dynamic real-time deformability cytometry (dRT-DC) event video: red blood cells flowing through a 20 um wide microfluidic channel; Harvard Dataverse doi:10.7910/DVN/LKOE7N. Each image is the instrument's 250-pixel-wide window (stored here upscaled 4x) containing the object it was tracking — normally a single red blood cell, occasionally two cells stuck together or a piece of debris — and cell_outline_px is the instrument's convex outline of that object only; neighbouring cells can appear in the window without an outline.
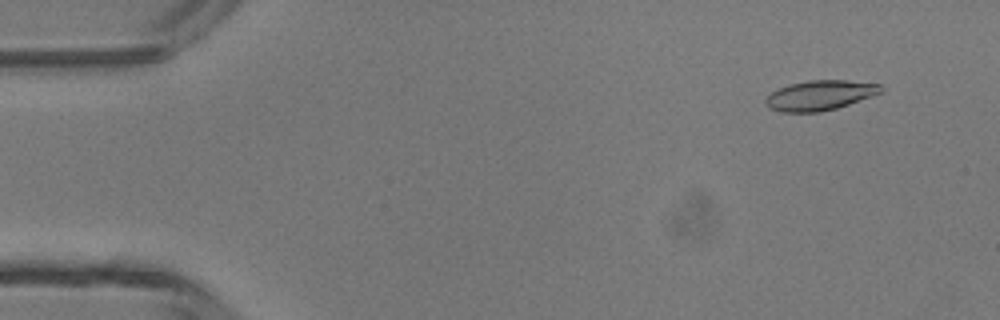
{"species": "common noctule bat (a hibernating species)", "species_latin": "Nyctalus noctula", "temperature_condition": "room temperature", "stored_images_in_passage": 11, "camera_frame_rate_fps": 3000, "um_per_image_px": 0.085, "animal": {"sex": "male", "body_mass_g": 13.3}, "frame": {"image": 1, "passage_image": 4, "time_ms": 1.0, "image_size_px": [1000, 320], "cell_outline_px": [[884, 92], [836, 108], [820, 112], [780, 112], [768, 108], [764, 104], [764, 100], [772, 92], [788, 84], [808, 80], [848, 80], [880, 84], [884, 88]], "centroid_in_image_um": [69.69, 8.1], "position_along_channel_um": 15.3, "area_um2": 20.23}}